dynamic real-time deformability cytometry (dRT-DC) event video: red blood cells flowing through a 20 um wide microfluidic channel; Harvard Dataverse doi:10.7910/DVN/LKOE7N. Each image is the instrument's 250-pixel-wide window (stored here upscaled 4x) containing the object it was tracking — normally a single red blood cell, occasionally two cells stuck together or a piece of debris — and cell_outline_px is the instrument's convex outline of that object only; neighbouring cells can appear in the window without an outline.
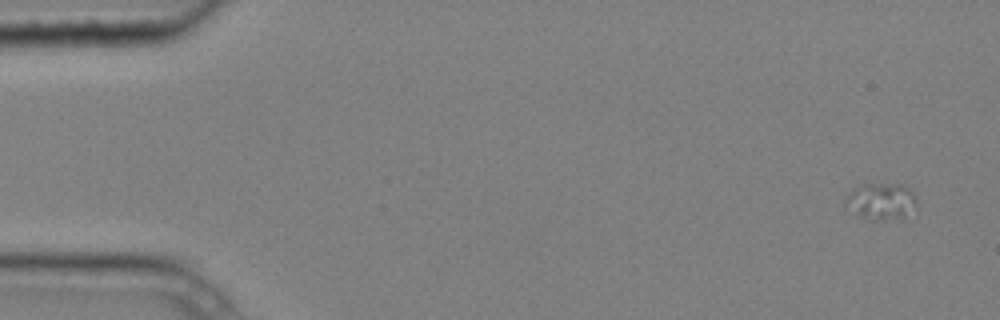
{"species": "common noctule bat (a hibernating species)", "species_latin": "Nyctalus noctula", "temperature_condition": "cold", "stored_images_in_passage": 5, "camera_frame_rate_fps": 3000, "um_per_image_px": 0.085, "animal": {"sex": "male", "body_mass_g": 20.4}, "frame": {"image": 1, "passage_image": 1, "time_ms": 0.0, "image_size_px": [1000, 320], "cell_outline_px": [[916, 208], [900, 216], [876, 220], [872, 220], [860, 216], [844, 204], [852, 188], [864, 184], [900, 184], [908, 188], [916, 196]], "centroid_in_image_um": [74.88, 17.07], "position_along_channel_um": 10.1, "area_um2": 14.68}}